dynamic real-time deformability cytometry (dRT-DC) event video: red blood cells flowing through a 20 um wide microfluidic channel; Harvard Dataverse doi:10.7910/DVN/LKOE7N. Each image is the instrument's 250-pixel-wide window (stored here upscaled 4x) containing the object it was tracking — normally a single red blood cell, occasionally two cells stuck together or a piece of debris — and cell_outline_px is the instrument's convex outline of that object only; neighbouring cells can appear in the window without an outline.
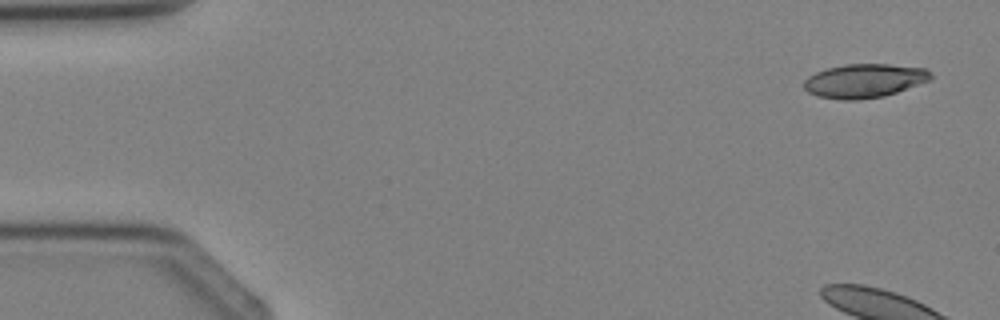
{"species": "Egyptian fruit bat (a non-hibernating species)", "species_latin": "Rousettus aegyptiacus", "temperature_condition": "cold", "stored_images_in_passage": 5, "camera_frame_rate_fps": 3000, "um_per_image_px": 0.085, "animal": {"sex": "female"}, "frame": {"image": 1, "passage_image": 1, "time_ms": 0.0, "image_size_px": [1000, 320], "cell_outline_px": [[932, 80], [884, 96], [856, 100], [844, 100], [816, 96], [808, 92], [804, 88], [804, 80], [808, 76], [816, 72], [828, 68], [844, 64], [888, 64], [924, 68], [932, 72]], "centroid_in_image_um": [73.47, 6.86], "position_along_channel_um": 11.5, "area_um2": 25.09}}
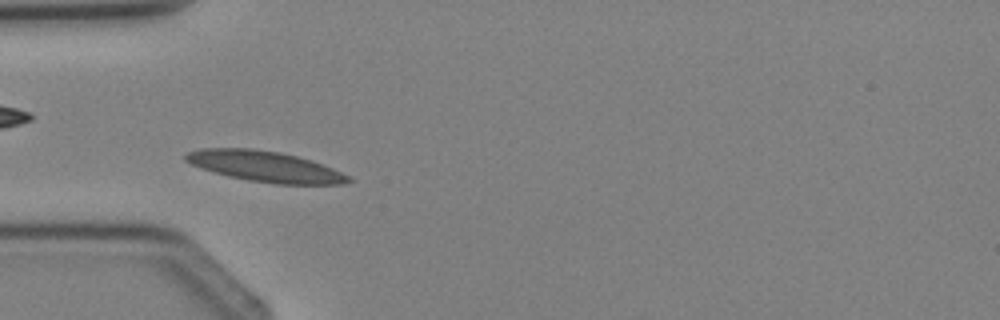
{"frame": {"image": 2, "passage_image": 4, "time_ms": 3.667, "image_size_px": [1000, 320], "cell_outline_px": [[356, 180], [344, 184], [276, 184], [248, 180], [228, 176], [212, 172], [200, 168], [184, 160], [184, 156], [188, 152], [200, 148], [252, 148], [280, 152], [312, 160], [332, 168]], "centroid_in_image_um": [22.52, 14.15], "position_along_channel_um": 62.5, "area_um2": 29.19}}
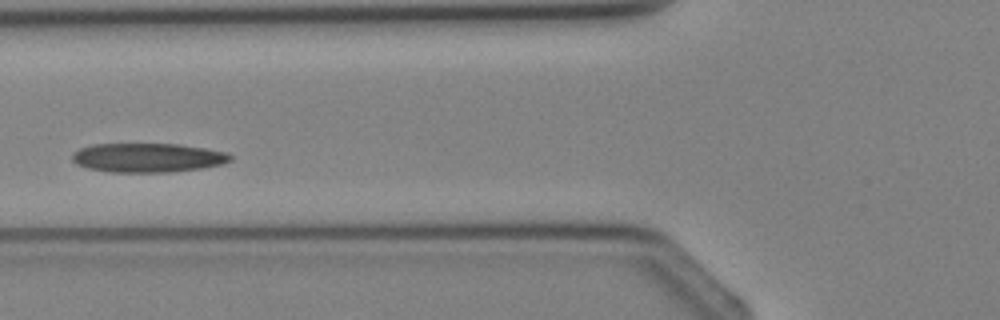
{"frame": {"image": 3, "passage_image": 5, "time_ms": 4.667, "image_size_px": [1000, 320], "cell_outline_px": [[232, 160], [220, 164], [200, 168], [172, 172], [112, 172], [88, 168], [76, 164], [72, 160], [72, 152], [80, 148], [92, 144], [176, 144], [204, 148], [224, 152], [232, 156]], "centroid_in_image_um": [12.5, 13.4], "position_along_channel_um": 113.3, "area_um2": 26.7}}